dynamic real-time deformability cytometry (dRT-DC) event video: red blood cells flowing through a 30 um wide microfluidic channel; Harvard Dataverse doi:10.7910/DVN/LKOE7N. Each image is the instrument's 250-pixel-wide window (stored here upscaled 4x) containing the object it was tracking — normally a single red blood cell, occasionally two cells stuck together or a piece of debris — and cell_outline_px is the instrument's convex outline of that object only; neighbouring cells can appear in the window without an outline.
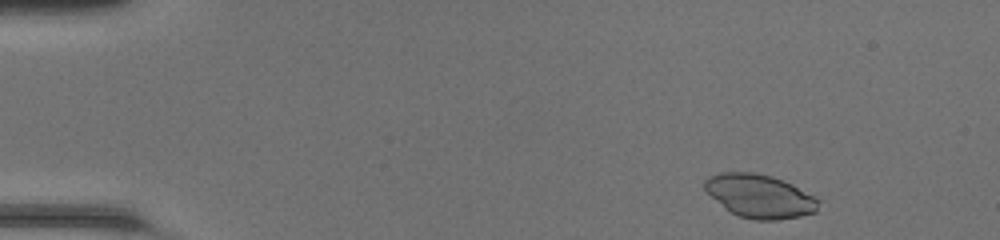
{"species": "common noctule bat (a hibernating species)", "species_latin": "Nyctalus noctula", "temperature_condition": "room temperature", "stored_images_in_passage": 45, "camera_frame_rate_fps": 3000, "um_per_image_px": 0.085, "animal": {"sex": "female", "body_mass_g": 20.0, "forearm_length_mm": 54.0}, "frame": {"image": 1, "passage_image": 2, "time_ms": 0.333, "image_size_px": [1000, 240], "cell_outline_px": [[820, 200], [816, 212], [800, 216], [776, 220], [756, 220], [740, 216], [724, 208], [704, 188], [704, 180], [708, 176], [720, 172], [752, 172], [772, 176], [792, 184]], "centroid_in_image_um": [64.57, 16.66], "position_along_channel_um": 20.4, "area_um2": 28.61}}
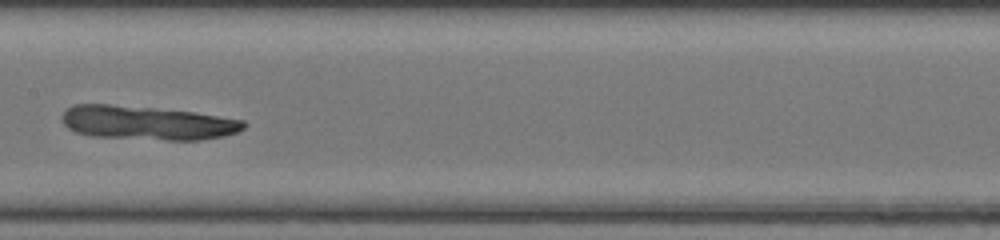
{"frame": {"image": 2, "passage_image": 22, "time_ms": 7.0, "image_size_px": [1000, 240], "cell_outline_px": [[248, 124], [244, 128], [236, 132], [224, 136], [200, 140], [168, 140], [92, 136], [76, 132], [68, 128], [60, 120], [60, 116], [72, 104], [108, 104], [152, 108], [192, 112], [244, 120]], "centroid_in_image_um": [12.48, 10.44], "position_along_channel_um": 194.9, "area_um2": 35.84}}
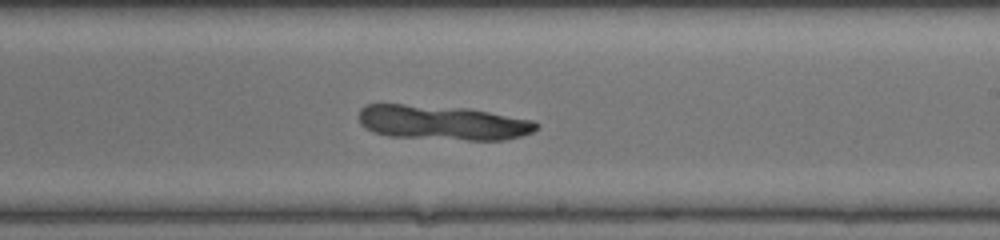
{"frame": {"image": 3, "passage_image": 26, "time_ms": 8.333, "image_size_px": [1000, 240], "cell_outline_px": [[540, 128], [532, 132], [520, 136], [504, 140], [468, 140], [388, 136], [372, 132], [364, 128], [360, 124], [360, 108], [364, 104], [404, 104], [468, 108], [532, 120], [540, 124]], "centroid_in_image_um": [37.6, 10.42], "position_along_channel_um": 251.4, "area_um2": 36.01}}